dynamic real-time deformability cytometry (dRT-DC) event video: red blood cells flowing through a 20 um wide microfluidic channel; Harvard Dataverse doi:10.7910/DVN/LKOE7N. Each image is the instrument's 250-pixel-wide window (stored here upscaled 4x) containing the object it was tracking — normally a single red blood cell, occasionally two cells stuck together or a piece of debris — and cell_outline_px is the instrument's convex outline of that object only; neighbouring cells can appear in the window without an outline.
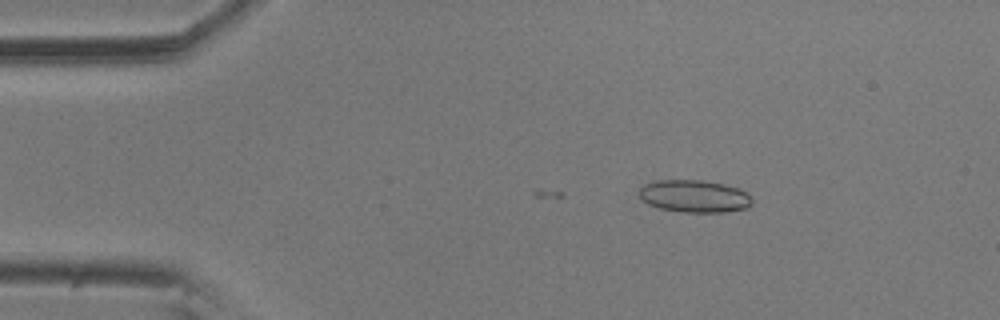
{"species": "common noctule bat (a hibernating species)", "species_latin": "Nyctalus noctula", "temperature_condition": "room temperature", "stored_images_in_passage": 4, "camera_frame_rate_fps": 3000, "um_per_image_px": 0.085, "animal": {"sex": "male", "body_mass_g": 20.5, "forearm_length_mm": 52.5}, "frame": {"image": 1, "passage_image": 4, "time_ms": 1.0, "image_size_px": [1000, 320], "cell_outline_px": [[752, 204], [748, 208], [724, 212], [684, 212], [660, 208], [648, 204], [640, 196], [640, 188], [644, 184], [656, 180], [700, 180], [724, 184], [740, 188], [748, 192], [752, 196]], "centroid_in_image_um": [59.08, 16.67], "position_along_channel_um": 25.9, "area_um2": 21.44}}